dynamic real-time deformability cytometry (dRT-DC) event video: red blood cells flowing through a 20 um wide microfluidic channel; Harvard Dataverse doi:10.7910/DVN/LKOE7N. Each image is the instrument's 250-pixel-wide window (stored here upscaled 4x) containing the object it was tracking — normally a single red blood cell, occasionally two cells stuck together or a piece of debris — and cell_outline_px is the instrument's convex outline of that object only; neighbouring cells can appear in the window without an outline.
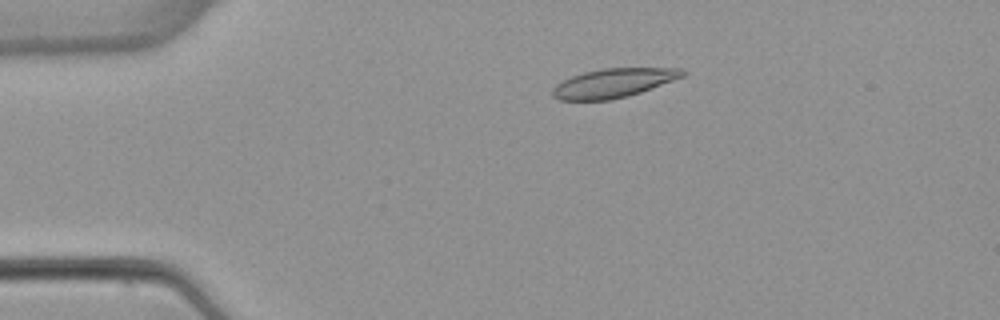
{"species": "common noctule bat (a hibernating species)", "species_latin": "Nyctalus noctula", "temperature_condition": "warm", "stored_images_in_passage": 5, "camera_frame_rate_fps": 3000, "um_per_image_px": 0.085, "animal": {"sex": "female", "body_mass_g": 22.7, "forearm_length_mm": 54.2}, "frame": {"image": 1, "passage_image": 3, "time_ms": 2.333, "image_size_px": [1000, 320], "cell_outline_px": [[688, 72], [684, 76], [640, 92], [628, 96], [612, 100], [560, 100], [552, 96], [552, 88], [556, 84], [572, 76], [584, 72], [600, 68], [680, 68]], "centroid_in_image_um": [52.13, 7.05], "position_along_channel_um": 32.9, "area_um2": 21.96}}
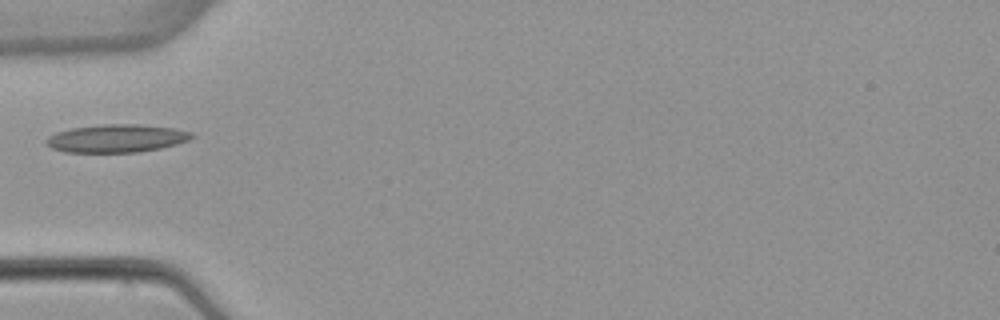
{"frame": {"image": 2, "passage_image": 5, "time_ms": 4.667, "image_size_px": [1000, 320], "cell_outline_px": [[196, 136], [188, 140], [176, 144], [160, 148], [140, 152], [64, 152], [52, 148], [44, 144], [44, 140], [48, 136], [56, 132], [72, 128], [100, 124], [140, 124], [172, 128], [192, 132]], "centroid_in_image_um": [9.88, 11.76], "position_along_channel_um": 75.1, "area_um2": 23.87}}